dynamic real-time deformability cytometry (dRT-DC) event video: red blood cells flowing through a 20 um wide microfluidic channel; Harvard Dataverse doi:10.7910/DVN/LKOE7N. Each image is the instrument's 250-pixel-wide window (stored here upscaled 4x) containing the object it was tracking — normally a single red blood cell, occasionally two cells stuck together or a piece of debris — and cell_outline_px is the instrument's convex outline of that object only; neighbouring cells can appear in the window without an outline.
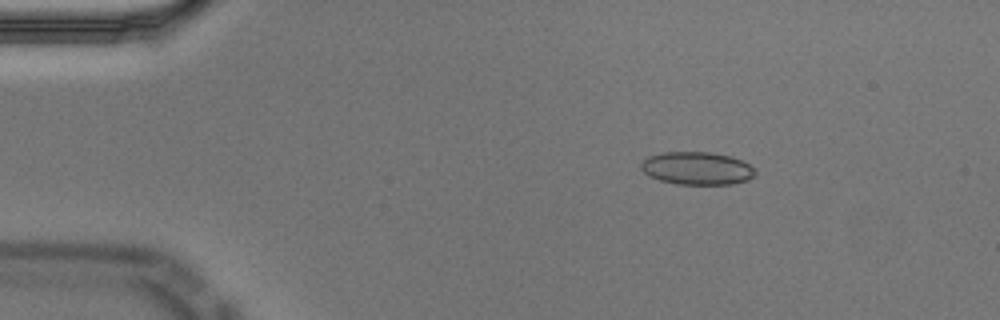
{"species": "Egyptian fruit bat (a non-hibernating species)", "species_latin": "Rousettus aegyptiacus", "temperature_condition": "cold", "stored_images_in_passage": 56, "camera_frame_rate_fps": 3000, "um_per_image_px": 0.085, "animal": {"sex": "male"}, "frame": {"image": 1, "passage_image": 8, "time_ms": 2.333, "image_size_px": [1000, 320], "cell_outline_px": [[756, 172], [748, 180], [732, 184], [676, 184], [660, 180], [648, 176], [640, 168], [640, 164], [648, 156], [664, 152], [712, 152], [732, 156], [748, 164]], "centroid_in_image_um": [59.21, 14.3], "position_along_channel_um": 25.8, "area_um2": 21.85}}
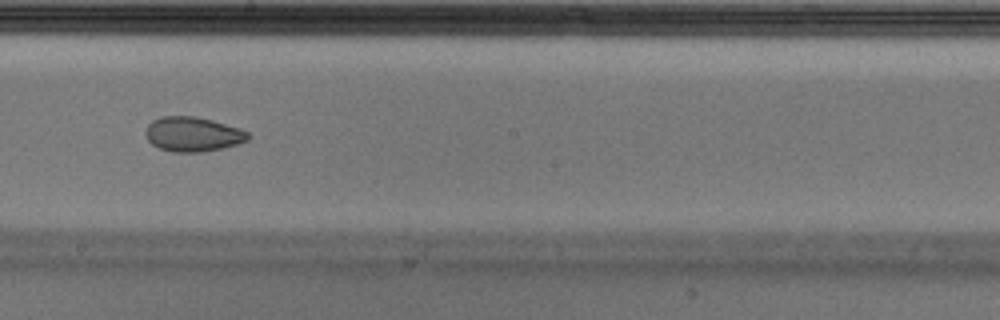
{"frame": {"image": 2, "passage_image": 31, "time_ms": 10.0, "image_size_px": [1000, 320], "cell_outline_px": [[252, 136], [248, 140], [224, 148], [200, 152], [172, 152], [160, 148], [152, 144], [148, 140], [144, 132], [148, 124], [152, 120], [160, 116], [196, 116], [212, 120], [240, 128], [248, 132]], "centroid_in_image_um": [16.39, 11.4], "position_along_channel_um": 231.8, "area_um2": 20.87}}
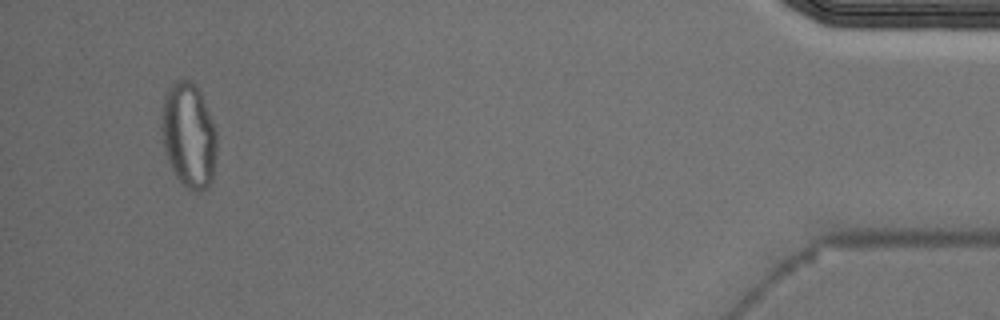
{"frame": {"image": 3, "passage_image": 53, "time_ms": 17.333, "image_size_px": [1000, 320], "cell_outline_px": [[216, 156], [212, 180], [208, 188], [200, 192], [192, 192], [176, 176], [164, 152], [160, 128], [160, 116], [164, 96], [168, 88], [176, 80], [188, 80], [196, 84], [200, 92], [216, 132]], "centroid_in_image_um": [16.02, 11.51], "position_along_channel_um": 419.2, "area_um2": 34.04}, "authors_computed_cell_mechanics": {"area_um2": 21.8484, "velocity_mm_per_s": 3.5315, "shape_relaxation_time_tau1_ms": null, "shape_relaxation_time_tau2_ms": 2.3619, "deformation_change_tau1": null, "deformation_change_tau2": 0.0617}}